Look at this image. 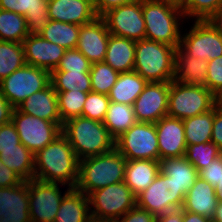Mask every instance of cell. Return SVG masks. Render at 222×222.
Instances as JSON below:
<instances>
[{"label":"cell","mask_w":222,"mask_h":222,"mask_svg":"<svg viewBox=\"0 0 222 222\" xmlns=\"http://www.w3.org/2000/svg\"><path fill=\"white\" fill-rule=\"evenodd\" d=\"M79 162L68 139L61 134L34 154V179L75 188Z\"/></svg>","instance_id":"cell-1"},{"label":"cell","mask_w":222,"mask_h":222,"mask_svg":"<svg viewBox=\"0 0 222 222\" xmlns=\"http://www.w3.org/2000/svg\"><path fill=\"white\" fill-rule=\"evenodd\" d=\"M142 13L145 39L175 48L180 46L182 24L185 23L180 3L173 0H142Z\"/></svg>","instance_id":"cell-2"},{"label":"cell","mask_w":222,"mask_h":222,"mask_svg":"<svg viewBox=\"0 0 222 222\" xmlns=\"http://www.w3.org/2000/svg\"><path fill=\"white\" fill-rule=\"evenodd\" d=\"M62 134L68 139L79 160L101 155L115 148V139L106 126L83 116L63 123Z\"/></svg>","instance_id":"cell-3"},{"label":"cell","mask_w":222,"mask_h":222,"mask_svg":"<svg viewBox=\"0 0 222 222\" xmlns=\"http://www.w3.org/2000/svg\"><path fill=\"white\" fill-rule=\"evenodd\" d=\"M127 159L116 149L84 158L79 162L75 188L86 195L108 185L124 181Z\"/></svg>","instance_id":"cell-4"},{"label":"cell","mask_w":222,"mask_h":222,"mask_svg":"<svg viewBox=\"0 0 222 222\" xmlns=\"http://www.w3.org/2000/svg\"><path fill=\"white\" fill-rule=\"evenodd\" d=\"M176 49L147 39L136 41L133 70L147 82L173 81Z\"/></svg>","instance_id":"cell-5"},{"label":"cell","mask_w":222,"mask_h":222,"mask_svg":"<svg viewBox=\"0 0 222 222\" xmlns=\"http://www.w3.org/2000/svg\"><path fill=\"white\" fill-rule=\"evenodd\" d=\"M88 197L92 220L98 222H115L136 205V196L124 181L95 190Z\"/></svg>","instance_id":"cell-6"},{"label":"cell","mask_w":222,"mask_h":222,"mask_svg":"<svg viewBox=\"0 0 222 222\" xmlns=\"http://www.w3.org/2000/svg\"><path fill=\"white\" fill-rule=\"evenodd\" d=\"M215 106L214 94L205 86L170 81L167 115L181 120L200 115Z\"/></svg>","instance_id":"cell-7"},{"label":"cell","mask_w":222,"mask_h":222,"mask_svg":"<svg viewBox=\"0 0 222 222\" xmlns=\"http://www.w3.org/2000/svg\"><path fill=\"white\" fill-rule=\"evenodd\" d=\"M49 84V71L25 64L0 81V90L6 100L17 108L26 98Z\"/></svg>","instance_id":"cell-8"},{"label":"cell","mask_w":222,"mask_h":222,"mask_svg":"<svg viewBox=\"0 0 222 222\" xmlns=\"http://www.w3.org/2000/svg\"><path fill=\"white\" fill-rule=\"evenodd\" d=\"M115 148L127 160L159 161L155 123L136 122L115 139Z\"/></svg>","instance_id":"cell-9"},{"label":"cell","mask_w":222,"mask_h":222,"mask_svg":"<svg viewBox=\"0 0 222 222\" xmlns=\"http://www.w3.org/2000/svg\"><path fill=\"white\" fill-rule=\"evenodd\" d=\"M11 121L16 127L21 143L33 154L62 134L63 124L25 114L18 108H14Z\"/></svg>","instance_id":"cell-10"},{"label":"cell","mask_w":222,"mask_h":222,"mask_svg":"<svg viewBox=\"0 0 222 222\" xmlns=\"http://www.w3.org/2000/svg\"><path fill=\"white\" fill-rule=\"evenodd\" d=\"M185 195L161 172L155 180L136 196V205L159 216L166 212L182 208Z\"/></svg>","instance_id":"cell-11"},{"label":"cell","mask_w":222,"mask_h":222,"mask_svg":"<svg viewBox=\"0 0 222 222\" xmlns=\"http://www.w3.org/2000/svg\"><path fill=\"white\" fill-rule=\"evenodd\" d=\"M190 27L180 40V47L189 56L205 61L222 56V34L208 20H194Z\"/></svg>","instance_id":"cell-12"},{"label":"cell","mask_w":222,"mask_h":222,"mask_svg":"<svg viewBox=\"0 0 222 222\" xmlns=\"http://www.w3.org/2000/svg\"><path fill=\"white\" fill-rule=\"evenodd\" d=\"M110 34L139 41L145 39V21L142 0L110 9L102 16Z\"/></svg>","instance_id":"cell-13"},{"label":"cell","mask_w":222,"mask_h":222,"mask_svg":"<svg viewBox=\"0 0 222 222\" xmlns=\"http://www.w3.org/2000/svg\"><path fill=\"white\" fill-rule=\"evenodd\" d=\"M60 183L28 181L29 215L31 222H54L61 200L71 189L62 194ZM63 195V196H62Z\"/></svg>","instance_id":"cell-14"},{"label":"cell","mask_w":222,"mask_h":222,"mask_svg":"<svg viewBox=\"0 0 222 222\" xmlns=\"http://www.w3.org/2000/svg\"><path fill=\"white\" fill-rule=\"evenodd\" d=\"M170 82H148L133 103L137 122L156 123L167 116Z\"/></svg>","instance_id":"cell-15"},{"label":"cell","mask_w":222,"mask_h":222,"mask_svg":"<svg viewBox=\"0 0 222 222\" xmlns=\"http://www.w3.org/2000/svg\"><path fill=\"white\" fill-rule=\"evenodd\" d=\"M110 33L101 16L80 26L77 49L93 64L105 59Z\"/></svg>","instance_id":"cell-16"},{"label":"cell","mask_w":222,"mask_h":222,"mask_svg":"<svg viewBox=\"0 0 222 222\" xmlns=\"http://www.w3.org/2000/svg\"><path fill=\"white\" fill-rule=\"evenodd\" d=\"M157 131L159 161L185 156L187 144L183 120L164 116L155 123Z\"/></svg>","instance_id":"cell-17"},{"label":"cell","mask_w":222,"mask_h":222,"mask_svg":"<svg viewBox=\"0 0 222 222\" xmlns=\"http://www.w3.org/2000/svg\"><path fill=\"white\" fill-rule=\"evenodd\" d=\"M26 64L50 73L57 68L66 49L47 41L41 35H28L22 42Z\"/></svg>","instance_id":"cell-18"},{"label":"cell","mask_w":222,"mask_h":222,"mask_svg":"<svg viewBox=\"0 0 222 222\" xmlns=\"http://www.w3.org/2000/svg\"><path fill=\"white\" fill-rule=\"evenodd\" d=\"M0 222H31L28 181L0 188Z\"/></svg>","instance_id":"cell-19"},{"label":"cell","mask_w":222,"mask_h":222,"mask_svg":"<svg viewBox=\"0 0 222 222\" xmlns=\"http://www.w3.org/2000/svg\"><path fill=\"white\" fill-rule=\"evenodd\" d=\"M50 20L84 25L97 16L92 0H48Z\"/></svg>","instance_id":"cell-20"},{"label":"cell","mask_w":222,"mask_h":222,"mask_svg":"<svg viewBox=\"0 0 222 222\" xmlns=\"http://www.w3.org/2000/svg\"><path fill=\"white\" fill-rule=\"evenodd\" d=\"M0 9L24 15L29 35H41L48 25V0H0Z\"/></svg>","instance_id":"cell-21"},{"label":"cell","mask_w":222,"mask_h":222,"mask_svg":"<svg viewBox=\"0 0 222 222\" xmlns=\"http://www.w3.org/2000/svg\"><path fill=\"white\" fill-rule=\"evenodd\" d=\"M17 108L25 114L63 124L58 109L57 92L51 83L45 89L26 98Z\"/></svg>","instance_id":"cell-22"},{"label":"cell","mask_w":222,"mask_h":222,"mask_svg":"<svg viewBox=\"0 0 222 222\" xmlns=\"http://www.w3.org/2000/svg\"><path fill=\"white\" fill-rule=\"evenodd\" d=\"M217 203L214 187L198 177L185 195L182 209L213 219Z\"/></svg>","instance_id":"cell-23"},{"label":"cell","mask_w":222,"mask_h":222,"mask_svg":"<svg viewBox=\"0 0 222 222\" xmlns=\"http://www.w3.org/2000/svg\"><path fill=\"white\" fill-rule=\"evenodd\" d=\"M208 61L189 56L180 46L175 52L174 80L187 85L205 86Z\"/></svg>","instance_id":"cell-24"},{"label":"cell","mask_w":222,"mask_h":222,"mask_svg":"<svg viewBox=\"0 0 222 222\" xmlns=\"http://www.w3.org/2000/svg\"><path fill=\"white\" fill-rule=\"evenodd\" d=\"M160 172V161L145 159L127 160L124 183L137 196L155 180Z\"/></svg>","instance_id":"cell-25"},{"label":"cell","mask_w":222,"mask_h":222,"mask_svg":"<svg viewBox=\"0 0 222 222\" xmlns=\"http://www.w3.org/2000/svg\"><path fill=\"white\" fill-rule=\"evenodd\" d=\"M136 41L110 34L104 62L119 73L133 71Z\"/></svg>","instance_id":"cell-26"},{"label":"cell","mask_w":222,"mask_h":222,"mask_svg":"<svg viewBox=\"0 0 222 222\" xmlns=\"http://www.w3.org/2000/svg\"><path fill=\"white\" fill-rule=\"evenodd\" d=\"M160 172L171 178V181L186 195L199 177L198 170L185 156L160 160Z\"/></svg>","instance_id":"cell-27"},{"label":"cell","mask_w":222,"mask_h":222,"mask_svg":"<svg viewBox=\"0 0 222 222\" xmlns=\"http://www.w3.org/2000/svg\"><path fill=\"white\" fill-rule=\"evenodd\" d=\"M147 83L148 82L134 70L120 73L108 97L110 101L115 103L133 105Z\"/></svg>","instance_id":"cell-28"},{"label":"cell","mask_w":222,"mask_h":222,"mask_svg":"<svg viewBox=\"0 0 222 222\" xmlns=\"http://www.w3.org/2000/svg\"><path fill=\"white\" fill-rule=\"evenodd\" d=\"M0 159L23 181L34 179V154L22 143L17 148L0 149Z\"/></svg>","instance_id":"cell-29"},{"label":"cell","mask_w":222,"mask_h":222,"mask_svg":"<svg viewBox=\"0 0 222 222\" xmlns=\"http://www.w3.org/2000/svg\"><path fill=\"white\" fill-rule=\"evenodd\" d=\"M136 122L133 105L110 101L102 123L106 126L110 135L117 139Z\"/></svg>","instance_id":"cell-30"},{"label":"cell","mask_w":222,"mask_h":222,"mask_svg":"<svg viewBox=\"0 0 222 222\" xmlns=\"http://www.w3.org/2000/svg\"><path fill=\"white\" fill-rule=\"evenodd\" d=\"M214 120V107L200 115L183 120L187 145L211 141Z\"/></svg>","instance_id":"cell-31"},{"label":"cell","mask_w":222,"mask_h":222,"mask_svg":"<svg viewBox=\"0 0 222 222\" xmlns=\"http://www.w3.org/2000/svg\"><path fill=\"white\" fill-rule=\"evenodd\" d=\"M50 83L56 92L81 91L92 92L90 71H52Z\"/></svg>","instance_id":"cell-32"},{"label":"cell","mask_w":222,"mask_h":222,"mask_svg":"<svg viewBox=\"0 0 222 222\" xmlns=\"http://www.w3.org/2000/svg\"><path fill=\"white\" fill-rule=\"evenodd\" d=\"M79 31L80 25L50 20L41 36L67 50L77 47Z\"/></svg>","instance_id":"cell-33"},{"label":"cell","mask_w":222,"mask_h":222,"mask_svg":"<svg viewBox=\"0 0 222 222\" xmlns=\"http://www.w3.org/2000/svg\"><path fill=\"white\" fill-rule=\"evenodd\" d=\"M28 35L24 15L0 9V41L22 43Z\"/></svg>","instance_id":"cell-34"},{"label":"cell","mask_w":222,"mask_h":222,"mask_svg":"<svg viewBox=\"0 0 222 222\" xmlns=\"http://www.w3.org/2000/svg\"><path fill=\"white\" fill-rule=\"evenodd\" d=\"M25 64L22 43L0 41V81Z\"/></svg>","instance_id":"cell-35"},{"label":"cell","mask_w":222,"mask_h":222,"mask_svg":"<svg viewBox=\"0 0 222 222\" xmlns=\"http://www.w3.org/2000/svg\"><path fill=\"white\" fill-rule=\"evenodd\" d=\"M119 74L104 61L93 63L90 69L92 92L108 95L117 82Z\"/></svg>","instance_id":"cell-36"},{"label":"cell","mask_w":222,"mask_h":222,"mask_svg":"<svg viewBox=\"0 0 222 222\" xmlns=\"http://www.w3.org/2000/svg\"><path fill=\"white\" fill-rule=\"evenodd\" d=\"M88 93L81 91L57 92L58 109L62 123L82 116L83 106Z\"/></svg>","instance_id":"cell-37"},{"label":"cell","mask_w":222,"mask_h":222,"mask_svg":"<svg viewBox=\"0 0 222 222\" xmlns=\"http://www.w3.org/2000/svg\"><path fill=\"white\" fill-rule=\"evenodd\" d=\"M221 154L222 151L210 141L207 143L187 145L185 157L199 172Z\"/></svg>","instance_id":"cell-38"},{"label":"cell","mask_w":222,"mask_h":222,"mask_svg":"<svg viewBox=\"0 0 222 222\" xmlns=\"http://www.w3.org/2000/svg\"><path fill=\"white\" fill-rule=\"evenodd\" d=\"M180 5L185 21L207 20L222 5V0H183Z\"/></svg>","instance_id":"cell-39"},{"label":"cell","mask_w":222,"mask_h":222,"mask_svg":"<svg viewBox=\"0 0 222 222\" xmlns=\"http://www.w3.org/2000/svg\"><path fill=\"white\" fill-rule=\"evenodd\" d=\"M109 103L108 95L89 92L83 106L82 116L103 122Z\"/></svg>","instance_id":"cell-40"},{"label":"cell","mask_w":222,"mask_h":222,"mask_svg":"<svg viewBox=\"0 0 222 222\" xmlns=\"http://www.w3.org/2000/svg\"><path fill=\"white\" fill-rule=\"evenodd\" d=\"M92 63L77 49H67L53 71H90Z\"/></svg>","instance_id":"cell-41"},{"label":"cell","mask_w":222,"mask_h":222,"mask_svg":"<svg viewBox=\"0 0 222 222\" xmlns=\"http://www.w3.org/2000/svg\"><path fill=\"white\" fill-rule=\"evenodd\" d=\"M206 87L213 94L222 88V56L208 61Z\"/></svg>","instance_id":"cell-42"},{"label":"cell","mask_w":222,"mask_h":222,"mask_svg":"<svg viewBox=\"0 0 222 222\" xmlns=\"http://www.w3.org/2000/svg\"><path fill=\"white\" fill-rule=\"evenodd\" d=\"M18 144L21 141L12 121L0 126V149L17 148Z\"/></svg>","instance_id":"cell-43"},{"label":"cell","mask_w":222,"mask_h":222,"mask_svg":"<svg viewBox=\"0 0 222 222\" xmlns=\"http://www.w3.org/2000/svg\"><path fill=\"white\" fill-rule=\"evenodd\" d=\"M222 154L210 162L204 169L198 172L201 179L207 181L211 186L215 187L221 176Z\"/></svg>","instance_id":"cell-44"},{"label":"cell","mask_w":222,"mask_h":222,"mask_svg":"<svg viewBox=\"0 0 222 222\" xmlns=\"http://www.w3.org/2000/svg\"><path fill=\"white\" fill-rule=\"evenodd\" d=\"M156 216L148 210L135 205L125 215L117 219L115 222H155Z\"/></svg>","instance_id":"cell-45"},{"label":"cell","mask_w":222,"mask_h":222,"mask_svg":"<svg viewBox=\"0 0 222 222\" xmlns=\"http://www.w3.org/2000/svg\"><path fill=\"white\" fill-rule=\"evenodd\" d=\"M23 180L0 159V188L16 186Z\"/></svg>","instance_id":"cell-46"},{"label":"cell","mask_w":222,"mask_h":222,"mask_svg":"<svg viewBox=\"0 0 222 222\" xmlns=\"http://www.w3.org/2000/svg\"><path fill=\"white\" fill-rule=\"evenodd\" d=\"M211 141L222 151V110L215 106Z\"/></svg>","instance_id":"cell-47"},{"label":"cell","mask_w":222,"mask_h":222,"mask_svg":"<svg viewBox=\"0 0 222 222\" xmlns=\"http://www.w3.org/2000/svg\"><path fill=\"white\" fill-rule=\"evenodd\" d=\"M133 1L134 0H92V3L97 16H102L110 9L119 7L123 4H127Z\"/></svg>","instance_id":"cell-48"},{"label":"cell","mask_w":222,"mask_h":222,"mask_svg":"<svg viewBox=\"0 0 222 222\" xmlns=\"http://www.w3.org/2000/svg\"><path fill=\"white\" fill-rule=\"evenodd\" d=\"M14 107L6 100L0 90V126L11 122Z\"/></svg>","instance_id":"cell-49"},{"label":"cell","mask_w":222,"mask_h":222,"mask_svg":"<svg viewBox=\"0 0 222 222\" xmlns=\"http://www.w3.org/2000/svg\"><path fill=\"white\" fill-rule=\"evenodd\" d=\"M155 222H183V209L170 210L165 214L156 216Z\"/></svg>","instance_id":"cell-50"},{"label":"cell","mask_w":222,"mask_h":222,"mask_svg":"<svg viewBox=\"0 0 222 222\" xmlns=\"http://www.w3.org/2000/svg\"><path fill=\"white\" fill-rule=\"evenodd\" d=\"M207 20L220 34H222V5Z\"/></svg>","instance_id":"cell-51"},{"label":"cell","mask_w":222,"mask_h":222,"mask_svg":"<svg viewBox=\"0 0 222 222\" xmlns=\"http://www.w3.org/2000/svg\"><path fill=\"white\" fill-rule=\"evenodd\" d=\"M210 218L183 210V222H210Z\"/></svg>","instance_id":"cell-52"},{"label":"cell","mask_w":222,"mask_h":222,"mask_svg":"<svg viewBox=\"0 0 222 222\" xmlns=\"http://www.w3.org/2000/svg\"><path fill=\"white\" fill-rule=\"evenodd\" d=\"M216 198L218 202H222V166H221V176L219 177V182L214 187Z\"/></svg>","instance_id":"cell-53"},{"label":"cell","mask_w":222,"mask_h":222,"mask_svg":"<svg viewBox=\"0 0 222 222\" xmlns=\"http://www.w3.org/2000/svg\"><path fill=\"white\" fill-rule=\"evenodd\" d=\"M212 220L215 222H222V202L217 203L215 215Z\"/></svg>","instance_id":"cell-54"},{"label":"cell","mask_w":222,"mask_h":222,"mask_svg":"<svg viewBox=\"0 0 222 222\" xmlns=\"http://www.w3.org/2000/svg\"><path fill=\"white\" fill-rule=\"evenodd\" d=\"M215 107L222 110V88L214 94Z\"/></svg>","instance_id":"cell-55"},{"label":"cell","mask_w":222,"mask_h":222,"mask_svg":"<svg viewBox=\"0 0 222 222\" xmlns=\"http://www.w3.org/2000/svg\"><path fill=\"white\" fill-rule=\"evenodd\" d=\"M173 1H176L178 3H181L183 0H173Z\"/></svg>","instance_id":"cell-56"}]
</instances>
